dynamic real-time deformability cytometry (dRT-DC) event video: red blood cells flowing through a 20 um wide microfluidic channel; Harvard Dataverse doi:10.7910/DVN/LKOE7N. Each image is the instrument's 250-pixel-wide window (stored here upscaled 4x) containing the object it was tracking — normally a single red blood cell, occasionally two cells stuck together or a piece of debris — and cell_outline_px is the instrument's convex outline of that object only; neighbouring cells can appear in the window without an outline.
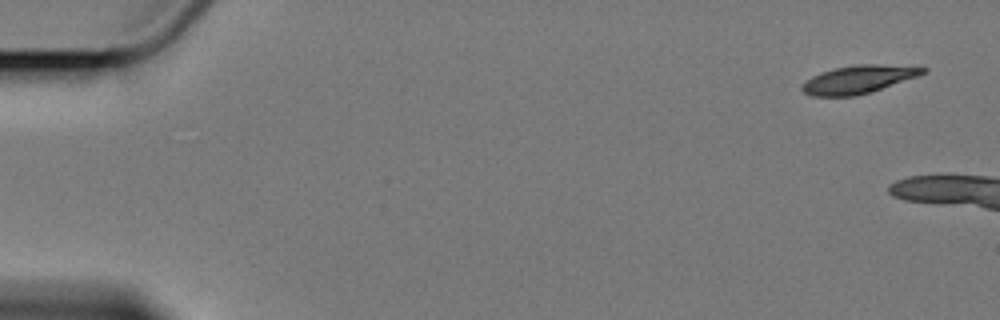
{"species": "Egyptian fruit bat (a non-hibernating species)", "species_latin": "Rousettus aegyptiacus", "temperature_condition": "cold", "stored_images_in_passage": 6, "camera_frame_rate_fps": 3000, "um_per_image_px": 0.085, "animal": {"sex": "female"}, "frame": {"image": 1, "passage_image": 1, "time_ms": 0.0, "image_size_px": [1000, 320], "cell_outline_px": [[928, 68], [924, 72], [916, 76], [856, 96], [812, 96], [804, 92], [800, 88], [812, 76], [820, 72], [836, 68], [856, 64], [916, 64]], "centroid_in_image_um": [73.01, 6.71], "position_along_channel_um": 12.0, "area_um2": 19.65}}